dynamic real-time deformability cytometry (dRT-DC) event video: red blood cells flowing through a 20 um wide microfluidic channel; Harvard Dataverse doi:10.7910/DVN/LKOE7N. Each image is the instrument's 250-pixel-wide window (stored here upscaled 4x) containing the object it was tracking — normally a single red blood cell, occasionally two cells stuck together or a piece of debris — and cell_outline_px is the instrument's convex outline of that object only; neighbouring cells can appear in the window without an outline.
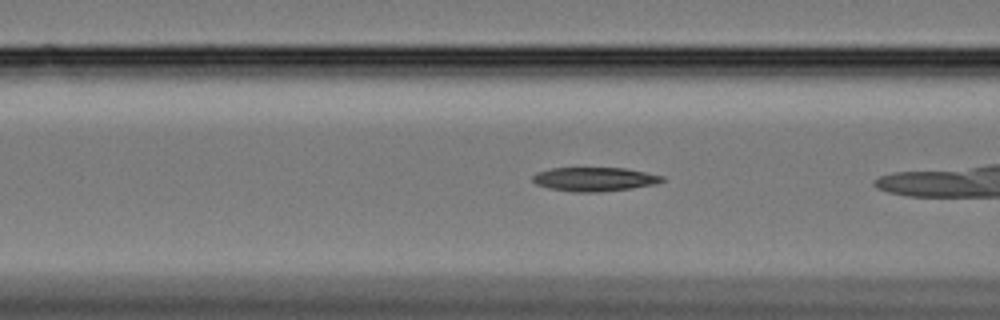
{"species": "Egyptian fruit bat (a non-hibernating species)", "species_latin": "Rousettus aegyptiacus", "temperature_condition": "cold", "stored_images_in_passage": 7, "camera_frame_rate_fps": 3000, "um_per_image_px": 0.085, "animal": {"sex": "female"}, "frame": {"image": 1, "passage_image": 6, "time_ms": 1.667, "image_size_px": [1000, 320], "cell_outline_px": [[664, 180], [656, 184], [632, 188], [600, 192], [572, 192], [552, 188], [536, 184], [532, 180], [532, 176], [536, 172], [552, 168], [624, 168], [664, 176]], "centroid_in_image_um": [50.52, 15.23], "position_along_channel_um": 116.1, "area_um2": 17.98}}